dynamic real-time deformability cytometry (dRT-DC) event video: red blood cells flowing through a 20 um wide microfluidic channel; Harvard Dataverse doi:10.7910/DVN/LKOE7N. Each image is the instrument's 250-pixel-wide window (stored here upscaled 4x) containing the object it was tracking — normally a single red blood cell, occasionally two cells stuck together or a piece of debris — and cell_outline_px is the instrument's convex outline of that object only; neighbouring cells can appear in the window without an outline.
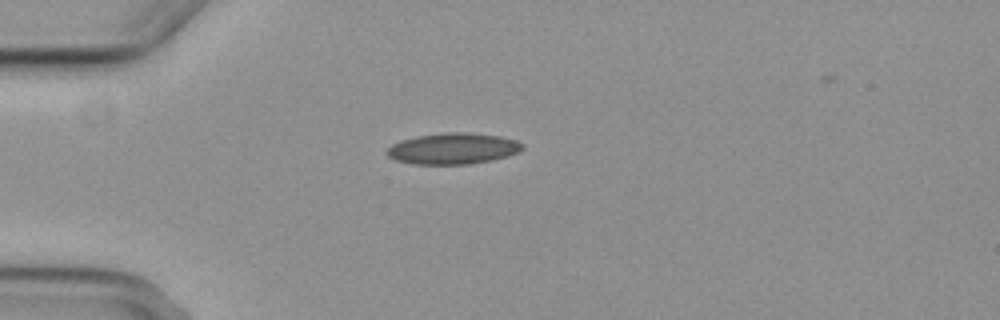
{"species": "common noctule bat (a hibernating species)", "species_latin": "Nyctalus noctula", "temperature_condition": "cold", "stored_images_in_passage": 6, "camera_frame_rate_fps": 3000, "um_per_image_px": 0.085, "animal": {"sex": "female", "body_mass_g": 29.2, "forearm_length_mm": 56.3}, "frame": {"image": 1, "passage_image": 1, "time_ms": 0.0, "image_size_px": [1000, 320], "cell_outline_px": [[524, 148], [508, 156], [492, 160], [468, 164], [416, 164], [396, 160], [388, 156], [384, 152], [392, 144], [400, 140], [416, 136], [444, 132], [468, 132], [500, 136], [516, 140], [524, 144]], "centroid_in_image_um": [38.5, 12.62], "position_along_channel_um": 46.5, "area_um2": 24.68}}
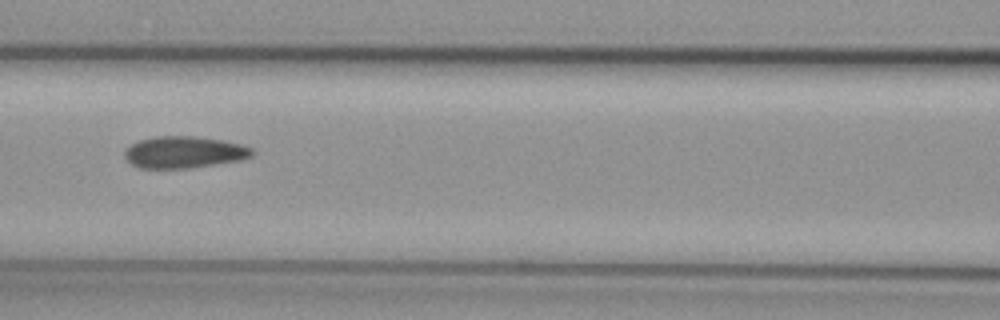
{"frame": {"image": 2, "passage_image": 4, "time_ms": 3.333, "image_size_px": [1000, 320], "cell_outline_px": [[256, 152], [252, 156], [240, 160], [188, 168], [140, 168], [132, 164], [124, 156], [124, 152], [132, 144], [140, 140], [156, 136], [196, 136], [220, 140], [240, 144], [252, 148]], "centroid_in_image_um": [15.66, 12.93], "position_along_channel_um": 150.9, "area_um2": 23.41}}
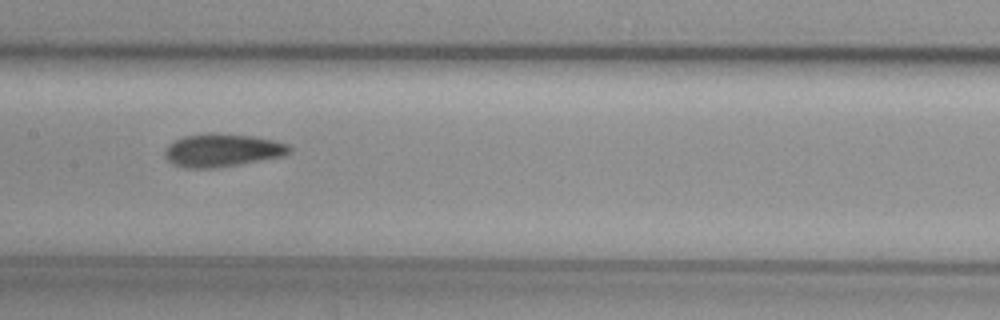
{"frame": {"image": 3, "passage_image": 5, "time_ms": 4.333, "image_size_px": [1000, 320], "cell_outline_px": [[292, 152], [284, 156], [240, 164], [216, 168], [184, 168], [172, 164], [164, 156], [164, 148], [172, 140], [184, 136], [208, 132], [216, 132], [256, 136], [288, 144], [292, 148]], "centroid_in_image_um": [18.87, 12.76], "position_along_channel_um": 188.5, "area_um2": 24.57}}